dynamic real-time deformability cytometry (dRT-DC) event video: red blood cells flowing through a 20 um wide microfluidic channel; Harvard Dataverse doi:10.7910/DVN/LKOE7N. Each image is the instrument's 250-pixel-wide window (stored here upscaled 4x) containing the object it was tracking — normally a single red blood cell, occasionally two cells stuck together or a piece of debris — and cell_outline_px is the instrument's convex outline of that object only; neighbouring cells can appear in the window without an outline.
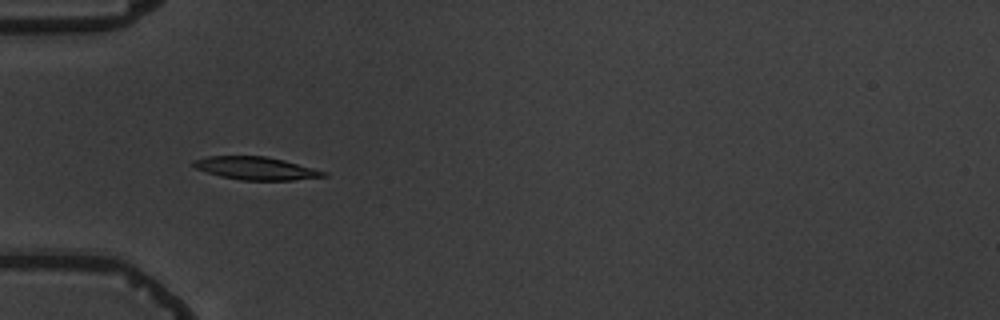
{"species": "common noctule bat (a hibernating species)", "species_latin": "Nyctalus noctula", "temperature_condition": "warm", "stored_images_in_passage": 5, "camera_frame_rate_fps": 3000, "um_per_image_px": 0.085, "animal": {"sex": "male", "body_mass_g": 19.5, "forearm_length_mm": 54.6}, "frame": {"image": 1, "passage_image": 4, "time_ms": 4.333, "image_size_px": [1000, 320], "cell_outline_px": [[328, 176], [292, 180], [240, 180], [220, 176], [196, 168], [192, 164], [192, 160], [208, 156], [264, 156], [284, 160], [328, 172]], "centroid_in_image_um": [21.76, 14.3], "position_along_channel_um": 63.2, "area_um2": 17.28}}